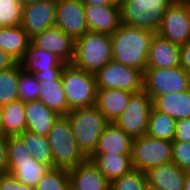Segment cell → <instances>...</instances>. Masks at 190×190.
<instances>
[{"label":"cell","mask_w":190,"mask_h":190,"mask_svg":"<svg viewBox=\"0 0 190 190\" xmlns=\"http://www.w3.org/2000/svg\"><path fill=\"white\" fill-rule=\"evenodd\" d=\"M156 33L120 24L110 35L112 60L140 70L143 74L152 38Z\"/></svg>","instance_id":"cell-1"},{"label":"cell","mask_w":190,"mask_h":190,"mask_svg":"<svg viewBox=\"0 0 190 190\" xmlns=\"http://www.w3.org/2000/svg\"><path fill=\"white\" fill-rule=\"evenodd\" d=\"M66 116L79 149L89 158L109 122L95 105L70 110Z\"/></svg>","instance_id":"cell-2"},{"label":"cell","mask_w":190,"mask_h":190,"mask_svg":"<svg viewBox=\"0 0 190 190\" xmlns=\"http://www.w3.org/2000/svg\"><path fill=\"white\" fill-rule=\"evenodd\" d=\"M112 60V43L109 34L88 31L75 40L71 64L95 74Z\"/></svg>","instance_id":"cell-3"},{"label":"cell","mask_w":190,"mask_h":190,"mask_svg":"<svg viewBox=\"0 0 190 190\" xmlns=\"http://www.w3.org/2000/svg\"><path fill=\"white\" fill-rule=\"evenodd\" d=\"M173 0H118L120 23L157 32Z\"/></svg>","instance_id":"cell-4"},{"label":"cell","mask_w":190,"mask_h":190,"mask_svg":"<svg viewBox=\"0 0 190 190\" xmlns=\"http://www.w3.org/2000/svg\"><path fill=\"white\" fill-rule=\"evenodd\" d=\"M54 167L71 169L88 158L79 149L67 116H59L48 134Z\"/></svg>","instance_id":"cell-5"},{"label":"cell","mask_w":190,"mask_h":190,"mask_svg":"<svg viewBox=\"0 0 190 190\" xmlns=\"http://www.w3.org/2000/svg\"><path fill=\"white\" fill-rule=\"evenodd\" d=\"M8 174L33 188L51 168L31 156L19 136H8Z\"/></svg>","instance_id":"cell-6"},{"label":"cell","mask_w":190,"mask_h":190,"mask_svg":"<svg viewBox=\"0 0 190 190\" xmlns=\"http://www.w3.org/2000/svg\"><path fill=\"white\" fill-rule=\"evenodd\" d=\"M61 81L70 110L95 105L97 85L94 74L65 64Z\"/></svg>","instance_id":"cell-7"},{"label":"cell","mask_w":190,"mask_h":190,"mask_svg":"<svg viewBox=\"0 0 190 190\" xmlns=\"http://www.w3.org/2000/svg\"><path fill=\"white\" fill-rule=\"evenodd\" d=\"M190 89V74L181 66L174 68H146L143 90L152 101L171 92Z\"/></svg>","instance_id":"cell-8"},{"label":"cell","mask_w":190,"mask_h":190,"mask_svg":"<svg viewBox=\"0 0 190 190\" xmlns=\"http://www.w3.org/2000/svg\"><path fill=\"white\" fill-rule=\"evenodd\" d=\"M134 170L149 169L172 162V141L160 140L147 134L135 138L131 153Z\"/></svg>","instance_id":"cell-9"},{"label":"cell","mask_w":190,"mask_h":190,"mask_svg":"<svg viewBox=\"0 0 190 190\" xmlns=\"http://www.w3.org/2000/svg\"><path fill=\"white\" fill-rule=\"evenodd\" d=\"M94 76L97 88L120 89L134 94L143 91L144 74L114 60L105 64Z\"/></svg>","instance_id":"cell-10"},{"label":"cell","mask_w":190,"mask_h":190,"mask_svg":"<svg viewBox=\"0 0 190 190\" xmlns=\"http://www.w3.org/2000/svg\"><path fill=\"white\" fill-rule=\"evenodd\" d=\"M156 34L179 46L190 41V0L173 2Z\"/></svg>","instance_id":"cell-11"},{"label":"cell","mask_w":190,"mask_h":190,"mask_svg":"<svg viewBox=\"0 0 190 190\" xmlns=\"http://www.w3.org/2000/svg\"><path fill=\"white\" fill-rule=\"evenodd\" d=\"M153 107L152 99L143 90L131 96L129 104L114 122L133 139L145 135L148 130L149 114Z\"/></svg>","instance_id":"cell-12"},{"label":"cell","mask_w":190,"mask_h":190,"mask_svg":"<svg viewBox=\"0 0 190 190\" xmlns=\"http://www.w3.org/2000/svg\"><path fill=\"white\" fill-rule=\"evenodd\" d=\"M62 71H33L32 76L38 80L40 85L39 98L50 110L60 116H66L68 107L65 92L61 81Z\"/></svg>","instance_id":"cell-13"},{"label":"cell","mask_w":190,"mask_h":190,"mask_svg":"<svg viewBox=\"0 0 190 190\" xmlns=\"http://www.w3.org/2000/svg\"><path fill=\"white\" fill-rule=\"evenodd\" d=\"M55 26L74 40L89 31L81 0H57Z\"/></svg>","instance_id":"cell-14"},{"label":"cell","mask_w":190,"mask_h":190,"mask_svg":"<svg viewBox=\"0 0 190 190\" xmlns=\"http://www.w3.org/2000/svg\"><path fill=\"white\" fill-rule=\"evenodd\" d=\"M57 0H42L23 6L21 26L30 38L55 26Z\"/></svg>","instance_id":"cell-15"},{"label":"cell","mask_w":190,"mask_h":190,"mask_svg":"<svg viewBox=\"0 0 190 190\" xmlns=\"http://www.w3.org/2000/svg\"><path fill=\"white\" fill-rule=\"evenodd\" d=\"M38 48L48 50L65 64H71L74 57L75 40L62 29L54 26L31 38Z\"/></svg>","instance_id":"cell-16"},{"label":"cell","mask_w":190,"mask_h":190,"mask_svg":"<svg viewBox=\"0 0 190 190\" xmlns=\"http://www.w3.org/2000/svg\"><path fill=\"white\" fill-rule=\"evenodd\" d=\"M89 31L111 35L121 24L119 5H85Z\"/></svg>","instance_id":"cell-17"},{"label":"cell","mask_w":190,"mask_h":190,"mask_svg":"<svg viewBox=\"0 0 190 190\" xmlns=\"http://www.w3.org/2000/svg\"><path fill=\"white\" fill-rule=\"evenodd\" d=\"M71 190H110V182L87 160L68 170Z\"/></svg>","instance_id":"cell-18"},{"label":"cell","mask_w":190,"mask_h":190,"mask_svg":"<svg viewBox=\"0 0 190 190\" xmlns=\"http://www.w3.org/2000/svg\"><path fill=\"white\" fill-rule=\"evenodd\" d=\"M133 94L120 89L97 88L95 106L109 123H114L126 109Z\"/></svg>","instance_id":"cell-19"},{"label":"cell","mask_w":190,"mask_h":190,"mask_svg":"<svg viewBox=\"0 0 190 190\" xmlns=\"http://www.w3.org/2000/svg\"><path fill=\"white\" fill-rule=\"evenodd\" d=\"M177 66H180V46L155 34L150 44L146 68Z\"/></svg>","instance_id":"cell-20"},{"label":"cell","mask_w":190,"mask_h":190,"mask_svg":"<svg viewBox=\"0 0 190 190\" xmlns=\"http://www.w3.org/2000/svg\"><path fill=\"white\" fill-rule=\"evenodd\" d=\"M133 138L114 123H109L98 139L93 154L131 155Z\"/></svg>","instance_id":"cell-21"},{"label":"cell","mask_w":190,"mask_h":190,"mask_svg":"<svg viewBox=\"0 0 190 190\" xmlns=\"http://www.w3.org/2000/svg\"><path fill=\"white\" fill-rule=\"evenodd\" d=\"M186 171L170 162L156 166L146 172L149 186L161 190H183Z\"/></svg>","instance_id":"cell-22"},{"label":"cell","mask_w":190,"mask_h":190,"mask_svg":"<svg viewBox=\"0 0 190 190\" xmlns=\"http://www.w3.org/2000/svg\"><path fill=\"white\" fill-rule=\"evenodd\" d=\"M25 118L27 122V130L48 136L49 131L52 129L55 121L60 115L50 110L40 100L25 102Z\"/></svg>","instance_id":"cell-23"},{"label":"cell","mask_w":190,"mask_h":190,"mask_svg":"<svg viewBox=\"0 0 190 190\" xmlns=\"http://www.w3.org/2000/svg\"><path fill=\"white\" fill-rule=\"evenodd\" d=\"M23 71H62L65 63L48 50L40 49L30 42L27 52L19 62Z\"/></svg>","instance_id":"cell-24"},{"label":"cell","mask_w":190,"mask_h":190,"mask_svg":"<svg viewBox=\"0 0 190 190\" xmlns=\"http://www.w3.org/2000/svg\"><path fill=\"white\" fill-rule=\"evenodd\" d=\"M90 160L111 182L133 170L131 155L92 154Z\"/></svg>","instance_id":"cell-25"},{"label":"cell","mask_w":190,"mask_h":190,"mask_svg":"<svg viewBox=\"0 0 190 190\" xmlns=\"http://www.w3.org/2000/svg\"><path fill=\"white\" fill-rule=\"evenodd\" d=\"M153 107L175 120L190 118V89L158 96L153 100Z\"/></svg>","instance_id":"cell-26"},{"label":"cell","mask_w":190,"mask_h":190,"mask_svg":"<svg viewBox=\"0 0 190 190\" xmlns=\"http://www.w3.org/2000/svg\"><path fill=\"white\" fill-rule=\"evenodd\" d=\"M31 38L21 25L0 27V49L11 55L18 63L27 52Z\"/></svg>","instance_id":"cell-27"},{"label":"cell","mask_w":190,"mask_h":190,"mask_svg":"<svg viewBox=\"0 0 190 190\" xmlns=\"http://www.w3.org/2000/svg\"><path fill=\"white\" fill-rule=\"evenodd\" d=\"M25 102L17 100L2 106L3 135L18 136L27 130Z\"/></svg>","instance_id":"cell-28"},{"label":"cell","mask_w":190,"mask_h":190,"mask_svg":"<svg viewBox=\"0 0 190 190\" xmlns=\"http://www.w3.org/2000/svg\"><path fill=\"white\" fill-rule=\"evenodd\" d=\"M26 145L29 153L38 162L54 168L53 156L48 136L32 133L28 130L18 135Z\"/></svg>","instance_id":"cell-29"},{"label":"cell","mask_w":190,"mask_h":190,"mask_svg":"<svg viewBox=\"0 0 190 190\" xmlns=\"http://www.w3.org/2000/svg\"><path fill=\"white\" fill-rule=\"evenodd\" d=\"M176 120L152 107L149 114L147 135L160 140L173 141Z\"/></svg>","instance_id":"cell-30"},{"label":"cell","mask_w":190,"mask_h":190,"mask_svg":"<svg viewBox=\"0 0 190 190\" xmlns=\"http://www.w3.org/2000/svg\"><path fill=\"white\" fill-rule=\"evenodd\" d=\"M21 71L20 63L10 69L0 71V106L19 100L18 81Z\"/></svg>","instance_id":"cell-31"},{"label":"cell","mask_w":190,"mask_h":190,"mask_svg":"<svg viewBox=\"0 0 190 190\" xmlns=\"http://www.w3.org/2000/svg\"><path fill=\"white\" fill-rule=\"evenodd\" d=\"M34 190H71L69 173L64 168H50Z\"/></svg>","instance_id":"cell-32"},{"label":"cell","mask_w":190,"mask_h":190,"mask_svg":"<svg viewBox=\"0 0 190 190\" xmlns=\"http://www.w3.org/2000/svg\"><path fill=\"white\" fill-rule=\"evenodd\" d=\"M148 186L146 173L134 169L110 182V190H147Z\"/></svg>","instance_id":"cell-33"},{"label":"cell","mask_w":190,"mask_h":190,"mask_svg":"<svg viewBox=\"0 0 190 190\" xmlns=\"http://www.w3.org/2000/svg\"><path fill=\"white\" fill-rule=\"evenodd\" d=\"M22 12L19 0H0V27L20 25Z\"/></svg>","instance_id":"cell-34"},{"label":"cell","mask_w":190,"mask_h":190,"mask_svg":"<svg viewBox=\"0 0 190 190\" xmlns=\"http://www.w3.org/2000/svg\"><path fill=\"white\" fill-rule=\"evenodd\" d=\"M40 85L31 73L21 71L18 81V98L23 102L38 100Z\"/></svg>","instance_id":"cell-35"},{"label":"cell","mask_w":190,"mask_h":190,"mask_svg":"<svg viewBox=\"0 0 190 190\" xmlns=\"http://www.w3.org/2000/svg\"><path fill=\"white\" fill-rule=\"evenodd\" d=\"M172 163L182 170H190V143L172 141Z\"/></svg>","instance_id":"cell-36"},{"label":"cell","mask_w":190,"mask_h":190,"mask_svg":"<svg viewBox=\"0 0 190 190\" xmlns=\"http://www.w3.org/2000/svg\"><path fill=\"white\" fill-rule=\"evenodd\" d=\"M0 190H34L10 174L0 175Z\"/></svg>","instance_id":"cell-37"},{"label":"cell","mask_w":190,"mask_h":190,"mask_svg":"<svg viewBox=\"0 0 190 190\" xmlns=\"http://www.w3.org/2000/svg\"><path fill=\"white\" fill-rule=\"evenodd\" d=\"M173 141L190 143V118L176 120V131Z\"/></svg>","instance_id":"cell-38"},{"label":"cell","mask_w":190,"mask_h":190,"mask_svg":"<svg viewBox=\"0 0 190 190\" xmlns=\"http://www.w3.org/2000/svg\"><path fill=\"white\" fill-rule=\"evenodd\" d=\"M7 136L0 134V175L8 173Z\"/></svg>","instance_id":"cell-39"},{"label":"cell","mask_w":190,"mask_h":190,"mask_svg":"<svg viewBox=\"0 0 190 190\" xmlns=\"http://www.w3.org/2000/svg\"><path fill=\"white\" fill-rule=\"evenodd\" d=\"M180 66L190 74V41L180 46Z\"/></svg>","instance_id":"cell-40"},{"label":"cell","mask_w":190,"mask_h":190,"mask_svg":"<svg viewBox=\"0 0 190 190\" xmlns=\"http://www.w3.org/2000/svg\"><path fill=\"white\" fill-rule=\"evenodd\" d=\"M18 62L3 49H0V71L12 68Z\"/></svg>","instance_id":"cell-41"},{"label":"cell","mask_w":190,"mask_h":190,"mask_svg":"<svg viewBox=\"0 0 190 190\" xmlns=\"http://www.w3.org/2000/svg\"><path fill=\"white\" fill-rule=\"evenodd\" d=\"M84 5H118V0H81Z\"/></svg>","instance_id":"cell-42"},{"label":"cell","mask_w":190,"mask_h":190,"mask_svg":"<svg viewBox=\"0 0 190 190\" xmlns=\"http://www.w3.org/2000/svg\"><path fill=\"white\" fill-rule=\"evenodd\" d=\"M183 190H190V170L186 171Z\"/></svg>","instance_id":"cell-43"},{"label":"cell","mask_w":190,"mask_h":190,"mask_svg":"<svg viewBox=\"0 0 190 190\" xmlns=\"http://www.w3.org/2000/svg\"><path fill=\"white\" fill-rule=\"evenodd\" d=\"M3 112H2V106H0V134L3 135Z\"/></svg>","instance_id":"cell-44"},{"label":"cell","mask_w":190,"mask_h":190,"mask_svg":"<svg viewBox=\"0 0 190 190\" xmlns=\"http://www.w3.org/2000/svg\"><path fill=\"white\" fill-rule=\"evenodd\" d=\"M19 1L22 4V6H25V5L32 4L38 1H42V0H19Z\"/></svg>","instance_id":"cell-45"},{"label":"cell","mask_w":190,"mask_h":190,"mask_svg":"<svg viewBox=\"0 0 190 190\" xmlns=\"http://www.w3.org/2000/svg\"><path fill=\"white\" fill-rule=\"evenodd\" d=\"M147 190H161V189L155 188L153 186H148Z\"/></svg>","instance_id":"cell-46"}]
</instances>
